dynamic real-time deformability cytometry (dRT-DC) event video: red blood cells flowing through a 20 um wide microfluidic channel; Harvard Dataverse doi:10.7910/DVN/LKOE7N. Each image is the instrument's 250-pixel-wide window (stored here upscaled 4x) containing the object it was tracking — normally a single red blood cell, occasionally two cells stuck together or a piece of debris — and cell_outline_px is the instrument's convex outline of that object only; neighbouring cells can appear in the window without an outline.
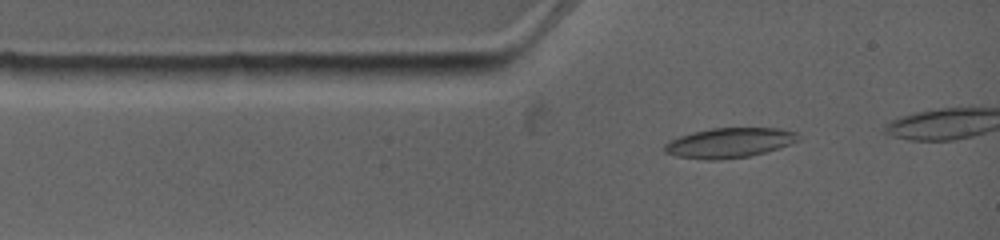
{"species": "common noctule bat (a hibernating species)", "species_latin": "Nyctalus noctula", "temperature_condition": "warm", "stored_images_in_passage": 4, "camera_frame_rate_fps": 4500, "um_per_image_px": 0.085, "animal": {"sex": "female", "body_mass_g": 19.0, "forearm_length_mm": 53.3}, "frame": {"image": 1, "passage_image": 2, "time_ms": 0.889, "image_size_px": [1000, 240], "cell_outline_px": [[800, 140], [780, 148], [748, 156], [716, 160], [704, 160], [676, 156], [664, 152], [664, 144], [668, 140], [692, 132], [712, 128], [780, 128], [796, 132]], "centroid_in_image_um": [61.97, 12.13], "position_along_channel_um": 23.0, "area_um2": 23.35}}